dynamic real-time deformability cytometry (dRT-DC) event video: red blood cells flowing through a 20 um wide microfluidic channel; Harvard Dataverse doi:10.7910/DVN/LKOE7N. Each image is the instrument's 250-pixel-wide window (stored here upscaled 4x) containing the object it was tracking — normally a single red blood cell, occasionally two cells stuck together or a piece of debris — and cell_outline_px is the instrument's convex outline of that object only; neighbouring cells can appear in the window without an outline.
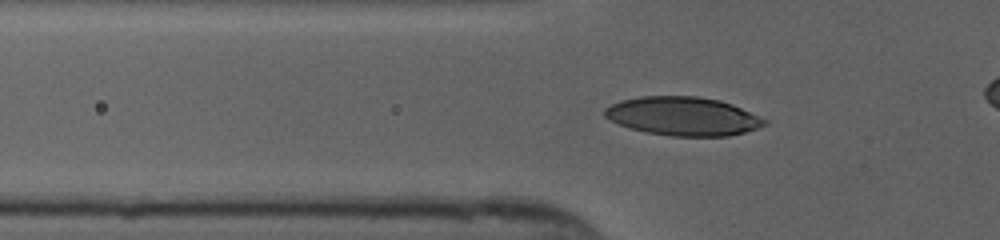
{"species": "human", "species_latin": "Homo sapiens", "temperature_condition": "cold", "stored_images_in_passage": 37, "camera_frame_rate_fps": 3000, "um_per_image_px": 0.085, "donor": {"sex": "female"}, "frame": {"image": 1, "passage_image": 7, "time_ms": 2.0, "image_size_px": [1000, 240], "cell_outline_px": [[768, 124], [744, 132], [728, 136], [672, 136], [648, 132], [632, 128], [620, 124], [604, 116], [604, 108], [620, 100], [640, 96], [696, 96], [720, 100], [732, 104], [768, 120]], "centroid_in_image_um": [58.07, 9.87], "position_along_channel_um": 67.7, "area_um2": 35.78}}
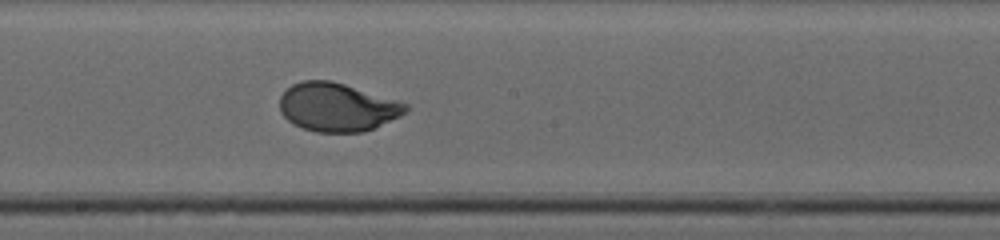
{"frame": {"image": 2, "passage_image": 19, "time_ms": 6.0, "image_size_px": [1000, 240], "cell_outline_px": [[408, 108], [400, 116], [364, 132], [316, 132], [304, 128], [288, 120], [280, 112], [280, 96], [292, 84], [304, 80], [332, 80], [396, 100], [408, 104]], "centroid_in_image_um": [28.65, 9.1], "position_along_channel_um": 219.6, "area_um2": 35.26}}
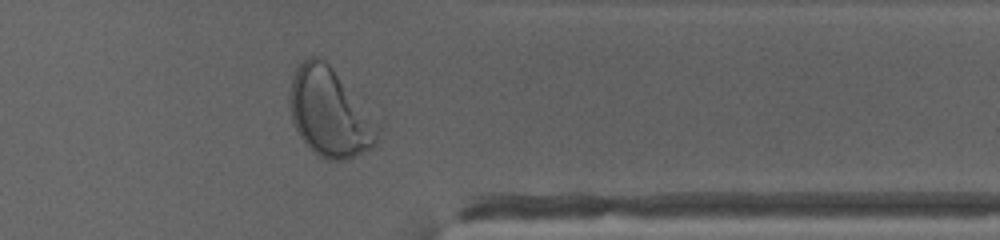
{"frame": {"image": 3, "passage_image": 32, "time_ms": 10.333, "image_size_px": [1000, 240], "cell_outline_px": [[380, 124], [376, 140], [372, 148], [348, 160], [328, 160], [320, 156], [300, 136], [292, 120], [292, 76], [296, 68], [308, 56], [316, 56], [324, 60], [332, 68]], "centroid_in_image_um": [28.06, 9.58], "position_along_channel_um": 383.3, "area_um2": 44.39}}